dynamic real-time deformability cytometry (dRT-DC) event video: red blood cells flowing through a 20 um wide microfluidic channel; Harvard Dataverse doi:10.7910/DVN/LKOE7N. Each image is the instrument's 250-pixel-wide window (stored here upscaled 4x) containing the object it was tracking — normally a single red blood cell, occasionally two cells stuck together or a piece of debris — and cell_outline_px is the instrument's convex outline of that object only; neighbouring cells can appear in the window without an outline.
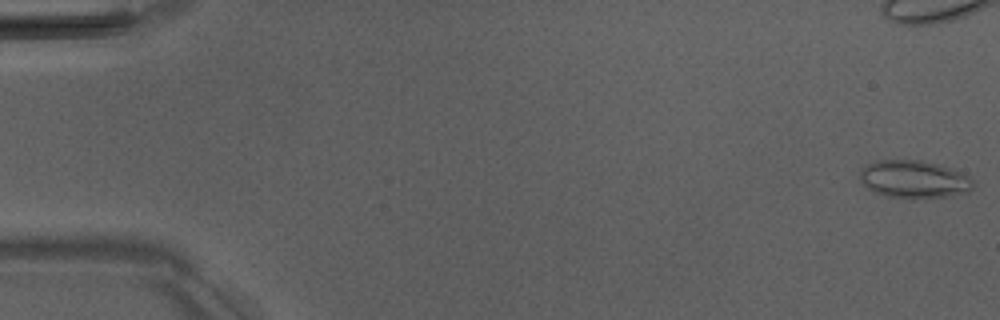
{"species": "Egyptian fruit bat (a non-hibernating species)", "species_latin": "Rousettus aegyptiacus", "temperature_condition": "room temperature", "stored_images_in_passage": 53, "camera_frame_rate_fps": 3000, "um_per_image_px": 0.085, "animal": {"sex": "male"}, "frame": {"image": 1, "passage_image": 1, "time_ms": 0.0, "image_size_px": [1000, 320], "cell_outline_px": [[972, 188], [968, 192], [948, 196], [888, 196], [876, 192], [868, 188], [860, 180], [860, 172], [864, 164], [880, 160], [920, 160], [952, 168], [968, 176], [972, 180]], "centroid_in_image_um": [77.67, 15.2], "position_along_channel_um": 7.3, "area_um2": 24.16}}
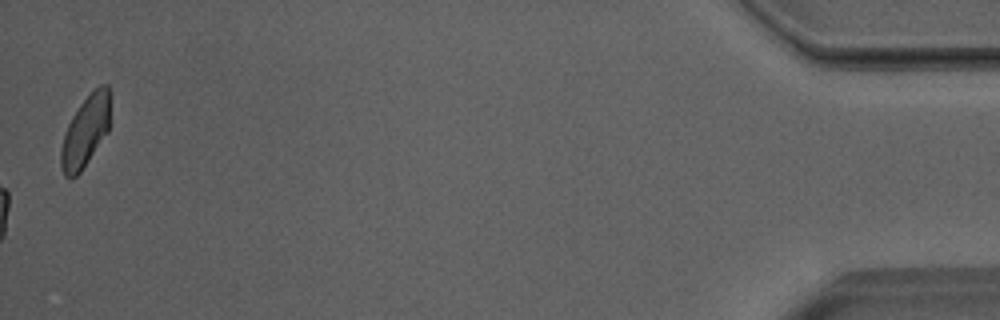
{"frame": {"image": 2, "passage_image": 53, "time_ms": 17.333, "image_size_px": [1000, 320], "cell_outline_px": [[108, 132], [80, 172], [76, 176], [64, 176], [60, 164], [60, 148], [64, 132], [72, 116], [80, 104], [100, 84], [108, 84]], "centroid_in_image_um": [7.22, 11.19], "position_along_channel_um": 428.0, "area_um2": 19.94}, "authors_computed_cell_mechanics": {"area_um2": 17.5134, "velocity_mm_per_s": 4.006, "shape_relaxation_time_tau1_ms": null, "shape_relaxation_time_tau2_ms": 1.4414, "deformation_change_tau1": null, "deformation_change_tau2": 0.0797}}